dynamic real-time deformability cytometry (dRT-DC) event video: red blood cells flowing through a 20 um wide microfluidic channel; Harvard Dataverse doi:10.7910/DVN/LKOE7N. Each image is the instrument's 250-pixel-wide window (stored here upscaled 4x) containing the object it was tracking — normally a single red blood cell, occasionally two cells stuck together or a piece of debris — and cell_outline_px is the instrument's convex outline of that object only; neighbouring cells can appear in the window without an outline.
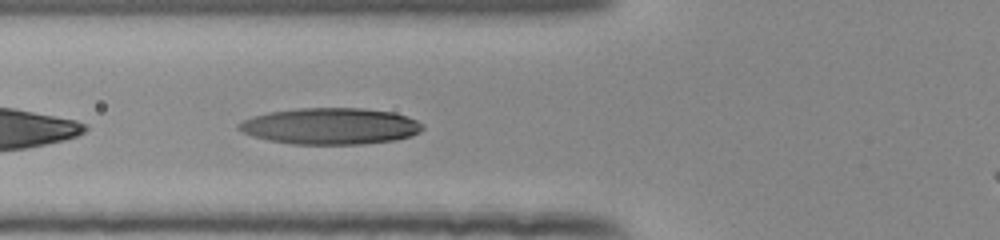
{"species": "human", "species_latin": "Homo sapiens", "temperature_condition": "room temperature", "stored_images_in_passage": 35, "camera_frame_rate_fps": 3000, "um_per_image_px": 0.085, "donor": {"sex": "female"}, "frame": {"image": 1, "passage_image": 4, "time_ms": 1.0, "image_size_px": [1000, 240], "cell_outline_px": [[424, 128], [420, 132], [412, 136], [396, 140], [364, 144], [292, 144], [268, 140], [252, 136], [236, 128], [236, 124], [252, 116], [268, 112], [300, 108], [364, 108], [392, 112], [408, 116], [424, 124]], "centroid_in_image_um": [28.11, 10.72], "position_along_channel_um": 97.7, "area_um2": 39.3}}
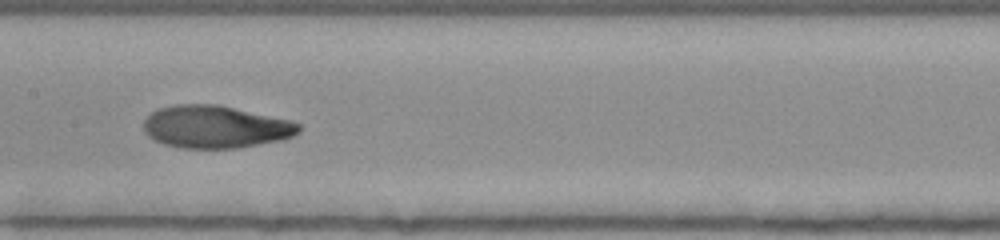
{"frame": {"image": 2, "passage_image": 11, "time_ms": 3.333, "image_size_px": [1000, 240], "cell_outline_px": [[300, 132], [292, 136], [280, 140], [236, 148], [180, 148], [164, 144], [148, 136], [144, 132], [144, 120], [152, 112], [160, 108], [176, 104], [216, 104], [292, 120], [300, 124]], "centroid_in_image_um": [18.31, 10.78], "position_along_channel_um": 189.1, "area_um2": 38.38}}
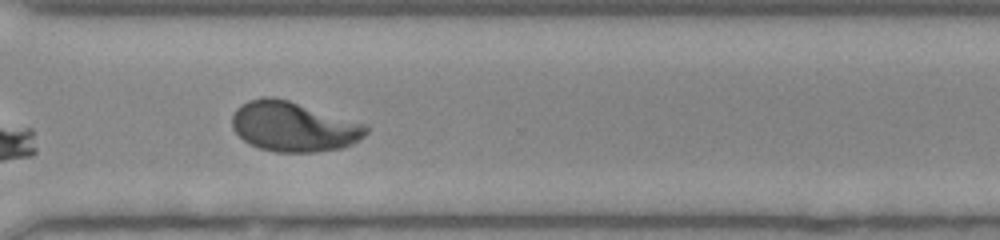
{"frame": {"image": 3, "passage_image": 23, "time_ms": 7.333, "image_size_px": [1000, 240], "cell_outline_px": [[368, 132], [364, 136], [352, 144], [344, 148], [316, 152], [276, 152], [260, 148], [248, 144], [232, 128], [232, 116], [236, 108], [240, 104], [248, 100], [260, 96], [272, 96], [288, 100], [368, 124]], "centroid_in_image_um": [24.96, 10.75], "position_along_channel_um": 345.6, "area_um2": 39.36}, "authors_computed_cell_mechanics": {"area_um2": 38.3214, "velocity_mm_per_s": 3.9148, "shape_relaxation_time_tau1_ms": 5.4558, "shape_relaxation_time_tau2_ms": 1.2017, "deformation_change_tau1": 0.2371, "deformation_change_tau2": 0.0611}}